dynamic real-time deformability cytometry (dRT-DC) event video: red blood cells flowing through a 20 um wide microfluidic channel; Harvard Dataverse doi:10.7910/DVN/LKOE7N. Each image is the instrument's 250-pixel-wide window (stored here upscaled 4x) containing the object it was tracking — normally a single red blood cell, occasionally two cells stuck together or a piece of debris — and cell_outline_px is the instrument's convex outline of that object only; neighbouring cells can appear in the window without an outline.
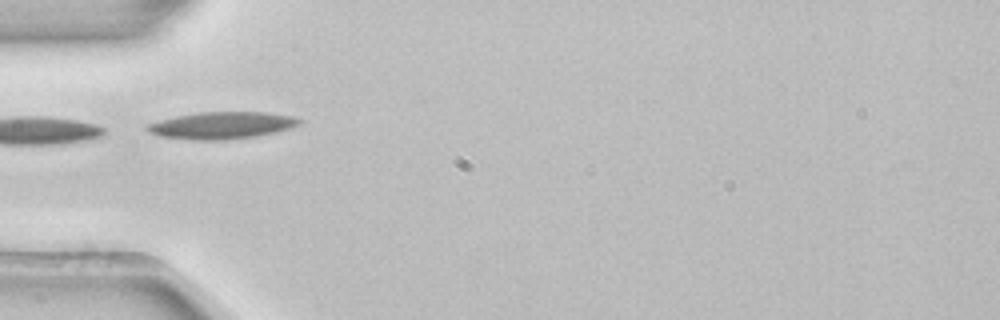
{"species": "common noctule bat (a hibernating species)", "species_latin": "Nyctalus noctula", "temperature_condition": "room temperature", "stored_images_in_passage": 4, "camera_frame_rate_fps": 3000, "um_per_image_px": 0.085, "animal": {"sex": "female", "body_mass_g": 22.7, "forearm_length_mm": 54.2}, "frame": {"image": 1, "passage_image": 4, "time_ms": 1.0, "image_size_px": [1000, 320], "cell_outline_px": [[304, 120], [300, 124], [292, 128], [276, 132], [256, 136], [224, 140], [192, 140], [160, 136], [148, 132], [144, 128], [144, 124], [176, 116], [196, 112], [268, 112], [292, 116]], "centroid_in_image_um": [18.84, 10.65], "position_along_channel_um": 66.2, "area_um2": 24.28}}